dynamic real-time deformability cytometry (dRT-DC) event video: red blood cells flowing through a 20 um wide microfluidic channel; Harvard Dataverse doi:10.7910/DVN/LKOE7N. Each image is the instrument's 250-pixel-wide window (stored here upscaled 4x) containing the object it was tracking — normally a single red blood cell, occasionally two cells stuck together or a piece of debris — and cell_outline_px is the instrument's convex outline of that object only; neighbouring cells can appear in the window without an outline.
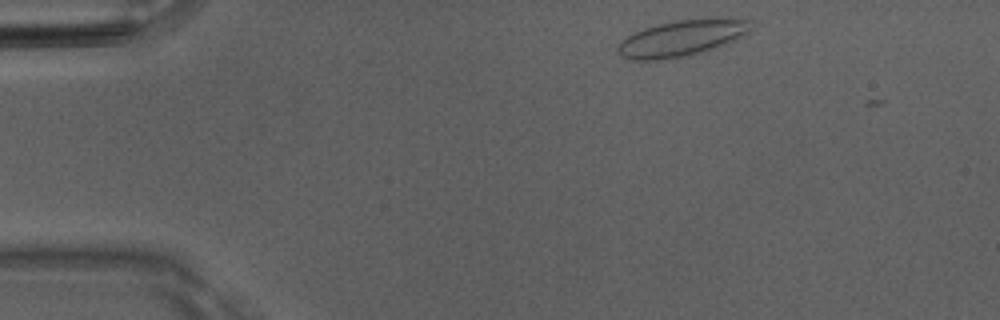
{"species": "Egyptian fruit bat (a non-hibernating species)", "species_latin": "Rousettus aegyptiacus", "temperature_condition": "room temperature", "stored_images_in_passage": 4, "camera_frame_rate_fps": 3000, "um_per_image_px": 0.085, "animal": {"sex": "male"}, "frame": {"image": 1, "passage_image": 3, "time_ms": 0.667, "image_size_px": [1000, 320], "cell_outline_px": [[752, 20], [744, 32], [732, 40], [716, 48], [684, 56], [660, 60], [632, 60], [620, 56], [616, 52], [616, 48], [628, 36], [644, 28], [676, 20], [716, 16]], "centroid_in_image_um": [57.91, 3.23], "position_along_channel_um": 27.1, "area_um2": 27.74}}